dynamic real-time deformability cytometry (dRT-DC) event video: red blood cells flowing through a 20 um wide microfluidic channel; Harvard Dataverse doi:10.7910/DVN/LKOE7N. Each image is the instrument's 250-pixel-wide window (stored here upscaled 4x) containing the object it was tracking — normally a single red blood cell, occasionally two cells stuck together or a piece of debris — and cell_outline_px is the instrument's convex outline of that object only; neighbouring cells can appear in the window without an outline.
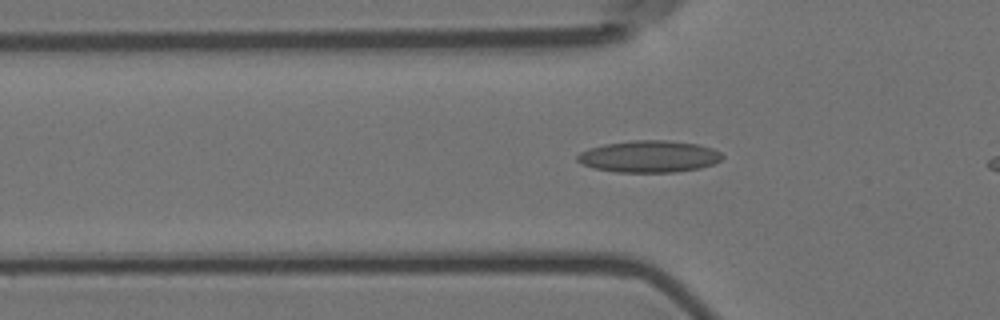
{"species": "Egyptian fruit bat (a non-hibernating species)", "species_latin": "Rousettus aegyptiacus", "temperature_condition": "room temperature", "stored_images_in_passage": 39, "camera_frame_rate_fps": 3000, "um_per_image_px": 0.085, "animal": {"sex": "female"}, "frame": {"image": 1, "passage_image": 11, "time_ms": 3.333, "image_size_px": [1000, 320], "cell_outline_px": [[724, 156], [720, 160], [712, 164], [700, 168], [676, 172], [616, 172], [596, 168], [584, 164], [576, 160], [576, 156], [580, 152], [604, 144], [632, 140], [668, 140], [696, 144], [712, 148], [720, 152]], "centroid_in_image_um": [55.19, 13.3], "position_along_channel_um": 70.6, "area_um2": 26.7}}
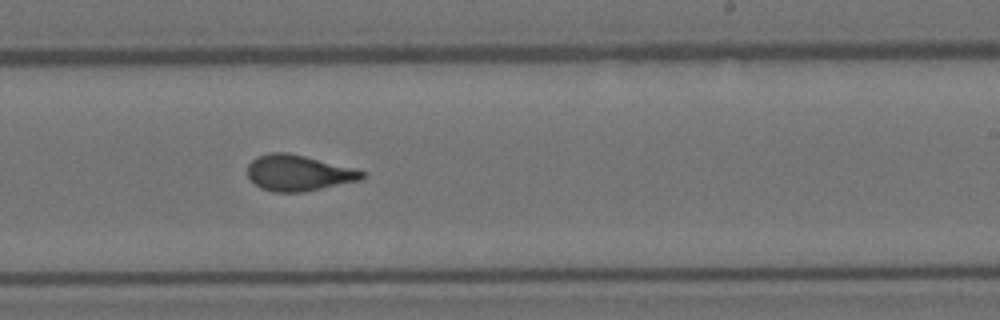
{"frame": {"image": 2, "passage_image": 27, "time_ms": 8.667, "image_size_px": [1000, 320], "cell_outline_px": [[364, 176], [360, 180], [304, 192], [272, 192], [260, 188], [248, 176], [248, 164], [256, 156], [268, 152], [288, 152], [304, 156], [364, 172]], "centroid_in_image_um": [25.29, 14.7], "position_along_channel_um": 263.7, "area_um2": 23.58}}
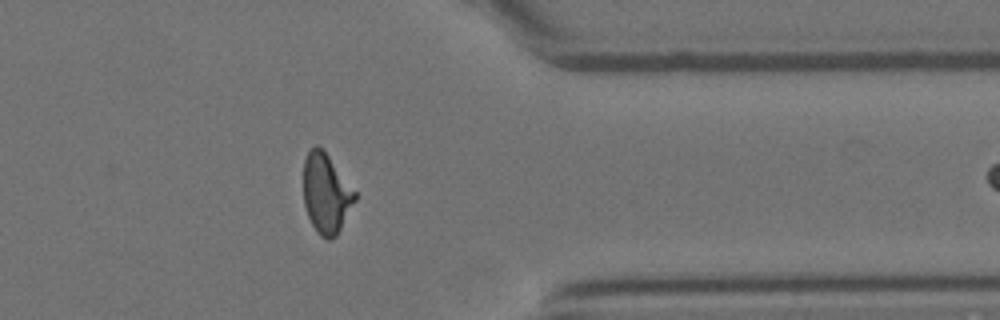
{"frame": {"image": 3, "passage_image": 38, "time_ms": 12.333, "image_size_px": [1000, 320], "cell_outline_px": [[356, 200], [336, 236], [328, 240], [320, 236], [316, 232], [308, 216], [304, 204], [304, 160], [308, 152], [316, 144], [324, 148], [356, 192]], "centroid_in_image_um": [27.72, 16.42], "position_along_channel_um": 383.7, "area_um2": 23.99}}